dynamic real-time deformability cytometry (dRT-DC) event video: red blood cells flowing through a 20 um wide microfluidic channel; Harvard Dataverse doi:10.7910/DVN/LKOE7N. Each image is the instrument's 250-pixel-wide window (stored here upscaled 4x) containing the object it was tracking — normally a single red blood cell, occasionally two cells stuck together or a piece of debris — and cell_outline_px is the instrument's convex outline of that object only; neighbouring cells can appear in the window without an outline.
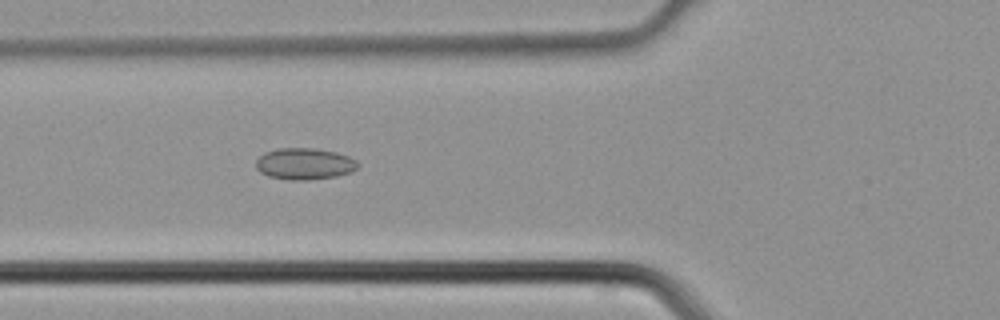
{"species": "common noctule bat (a hibernating species)", "species_latin": "Nyctalus noctula", "temperature_condition": "cold", "stored_images_in_passage": 4, "camera_frame_rate_fps": 3000, "um_per_image_px": 0.085, "animal": {"sex": "male", "body_mass_g": 21.5, "forearm_length_mm": 52.0}, "frame": {"image": 1, "passage_image": 4, "time_ms": 1.0, "image_size_px": [1000, 320], "cell_outline_px": [[360, 164], [352, 172], [336, 176], [308, 180], [292, 180], [268, 176], [260, 172], [256, 168], [256, 160], [264, 152], [280, 148], [316, 148], [336, 152], [348, 156], [356, 160]], "centroid_in_image_um": [25.89, 13.92], "position_along_channel_um": 99.9, "area_um2": 18.79}}